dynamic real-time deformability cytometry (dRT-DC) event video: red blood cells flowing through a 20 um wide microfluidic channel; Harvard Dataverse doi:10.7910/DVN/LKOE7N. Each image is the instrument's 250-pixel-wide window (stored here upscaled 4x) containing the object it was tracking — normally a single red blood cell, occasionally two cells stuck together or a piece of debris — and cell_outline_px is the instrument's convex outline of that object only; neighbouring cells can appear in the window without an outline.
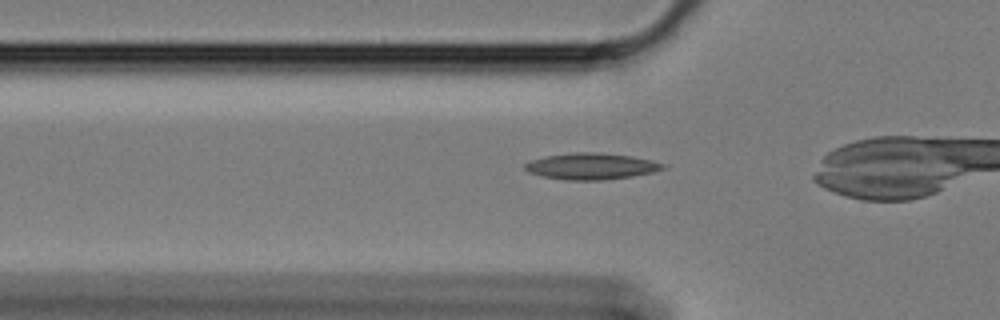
{"species": "Egyptian fruit bat (a non-hibernating species)", "species_latin": "Rousettus aegyptiacus", "temperature_condition": "cold", "stored_images_in_passage": 41, "camera_frame_rate_fps": 3000, "um_per_image_px": 0.085, "animal": {"sex": "female"}, "frame": {"image": 1, "passage_image": 14, "time_ms": 4.333, "image_size_px": [1000, 320], "cell_outline_px": [[664, 168], [652, 172], [632, 176], [604, 180], [564, 180], [544, 176], [528, 172], [524, 168], [524, 164], [532, 160], [544, 156], [572, 152], [596, 152], [632, 156], [652, 160], [664, 164]], "centroid_in_image_um": [50.23, 14.12], "position_along_channel_um": 75.6, "area_um2": 21.15}}
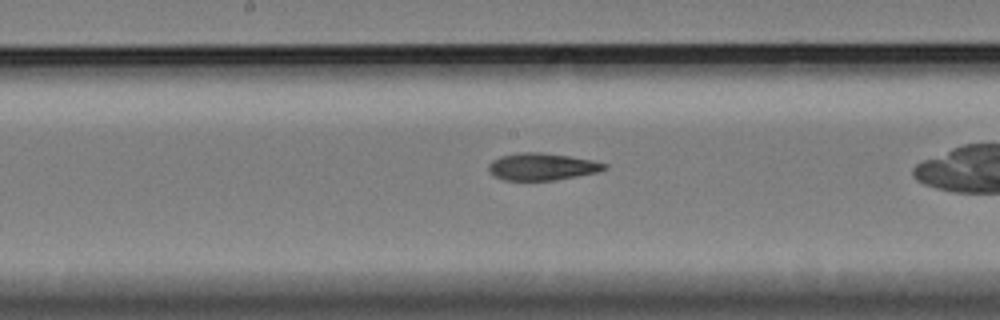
{"frame": {"image": 2, "passage_image": 25, "time_ms": 8.0, "image_size_px": [1000, 320], "cell_outline_px": [[608, 168], [596, 172], [576, 176], [552, 180], [504, 180], [492, 176], [488, 168], [488, 164], [492, 160], [500, 156], [520, 152], [540, 152], [568, 156], [592, 160], [608, 164]], "centroid_in_image_um": [46.03, 14.16], "position_along_channel_um": 202.2, "area_um2": 18.26}}
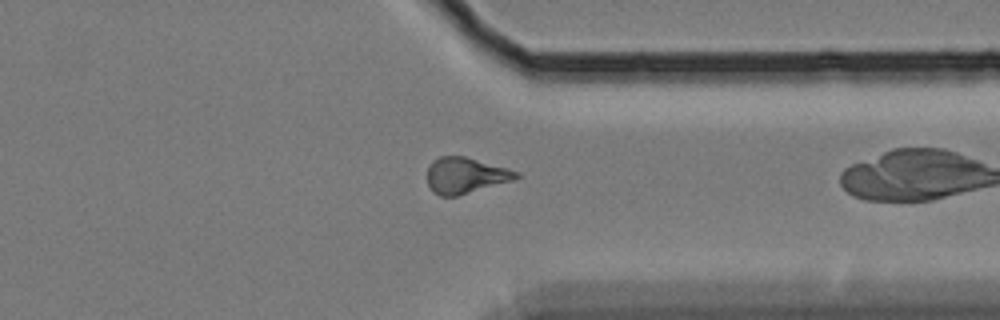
{"frame": {"image": 3, "passage_image": 40, "time_ms": 13.0, "image_size_px": [1000, 320], "cell_outline_px": [[520, 176], [512, 180], [456, 196], [440, 196], [432, 192], [428, 184], [428, 168], [432, 160], [440, 156], [464, 156], [508, 168], [520, 172]], "centroid_in_image_um": [39.54, 14.9], "position_along_channel_um": 371.9, "area_um2": 18.5}}